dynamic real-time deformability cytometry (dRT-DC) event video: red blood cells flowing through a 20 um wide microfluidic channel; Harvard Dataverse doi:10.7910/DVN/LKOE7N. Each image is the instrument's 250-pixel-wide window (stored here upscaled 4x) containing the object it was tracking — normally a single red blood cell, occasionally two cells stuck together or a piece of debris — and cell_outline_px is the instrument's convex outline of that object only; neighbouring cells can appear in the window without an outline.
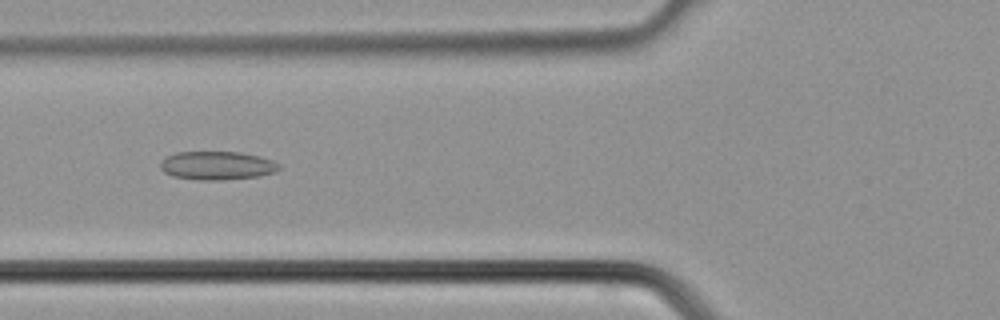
{"species": "common noctule bat (a hibernating species)", "species_latin": "Nyctalus noctula", "temperature_condition": "cold", "stored_images_in_passage": 28, "camera_frame_rate_fps": 3000, "um_per_image_px": 0.085, "animal": {"sex": "male", "body_mass_g": 21.5, "forearm_length_mm": 52.0}, "frame": {"image": 1, "passage_image": 4, "time_ms": 1.0, "image_size_px": [1000, 320], "cell_outline_px": [[280, 168], [276, 172], [260, 176], [224, 180], [200, 180], [172, 176], [164, 172], [160, 168], [160, 164], [168, 156], [176, 152], [240, 152], [260, 156], [272, 160], [280, 164]], "centroid_in_image_um": [18.49, 14.08], "position_along_channel_um": 107.3, "area_um2": 19.77}}
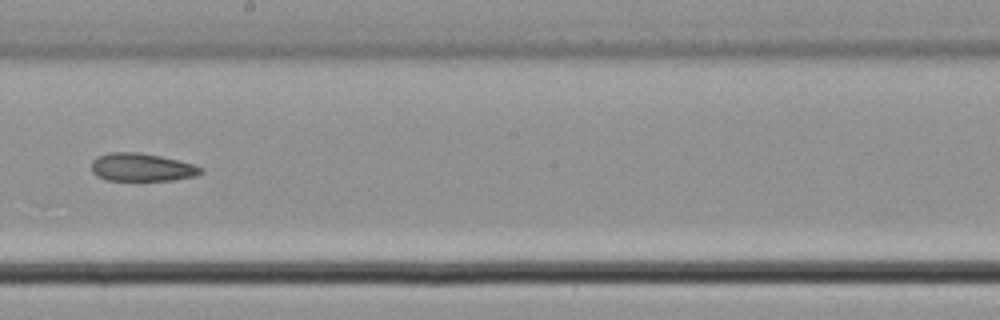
{"frame": {"image": 2, "passage_image": 11, "time_ms": 3.333, "image_size_px": [1000, 320], "cell_outline_px": [[204, 172], [196, 176], [172, 180], [108, 180], [96, 176], [92, 172], [92, 160], [96, 156], [108, 152], [140, 152], [160, 156], [192, 164], [204, 168]], "centroid_in_image_um": [12.03, 14.21], "position_along_channel_um": 236.2, "area_um2": 17.92}}
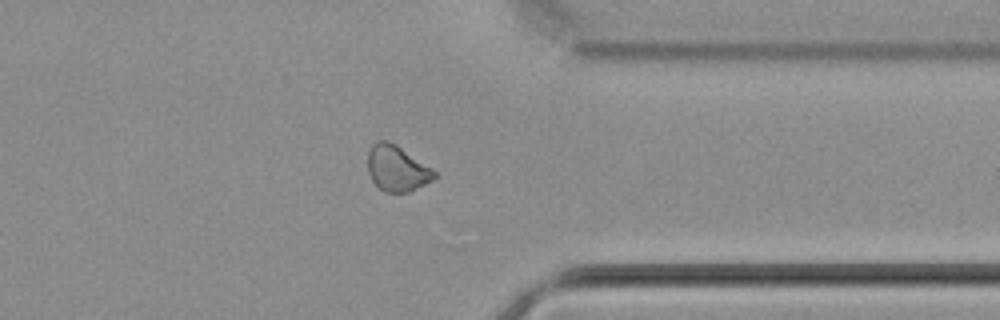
{"frame": {"image": 3, "passage_image": 19, "time_ms": 6.0, "image_size_px": [1000, 320], "cell_outline_px": [[440, 176], [408, 192], [384, 192], [372, 180], [368, 172], [368, 152], [372, 144], [376, 140], [384, 140], [396, 144], [432, 168]], "centroid_in_image_um": [33.74, 14.3], "position_along_channel_um": 377.7, "area_um2": 17.74}}